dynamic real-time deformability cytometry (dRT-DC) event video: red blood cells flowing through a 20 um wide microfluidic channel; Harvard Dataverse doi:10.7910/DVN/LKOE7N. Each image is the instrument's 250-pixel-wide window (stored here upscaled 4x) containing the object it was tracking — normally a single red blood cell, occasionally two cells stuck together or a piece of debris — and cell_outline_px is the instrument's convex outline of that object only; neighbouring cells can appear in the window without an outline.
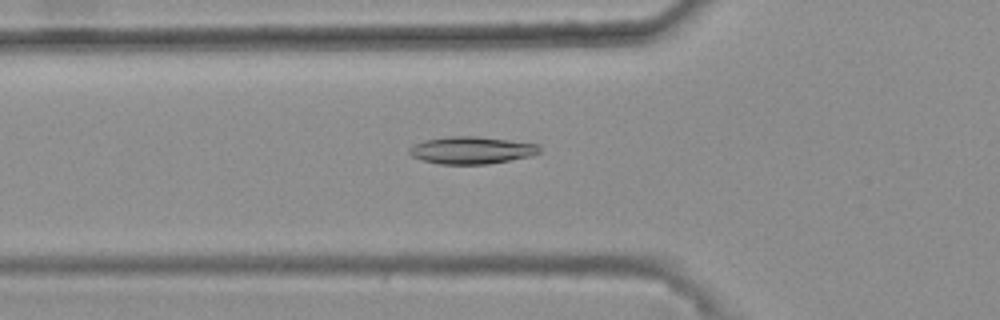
{"species": "common noctule bat (a hibernating species)", "species_latin": "Nyctalus noctula", "temperature_condition": "warm", "stored_images_in_passage": 38, "camera_frame_rate_fps": 3000, "um_per_image_px": 0.085, "animal": {"sex": "female", "body_mass_g": 25.1}, "frame": {"image": 1, "passage_image": 8, "time_ms": 2.333, "image_size_px": [1000, 320], "cell_outline_px": [[540, 152], [532, 156], [488, 164], [440, 164], [424, 160], [412, 156], [408, 152], [408, 148], [412, 144], [424, 140], [448, 136], [476, 136], [540, 144]], "centroid_in_image_um": [40.07, 12.76], "position_along_channel_um": 85.7, "area_um2": 20.81}}
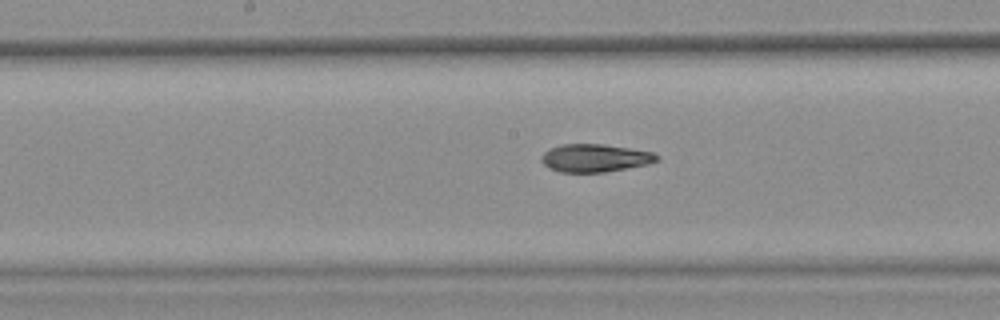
{"frame": {"image": 2, "passage_image": 17, "time_ms": 5.333, "image_size_px": [1000, 320], "cell_outline_px": [[660, 160], [648, 164], [604, 172], [560, 172], [548, 168], [540, 160], [540, 156], [544, 152], [560, 144], [604, 144], [652, 152], [660, 156]], "centroid_in_image_um": [50.56, 13.43], "position_along_channel_um": 197.6, "area_um2": 18.79}}
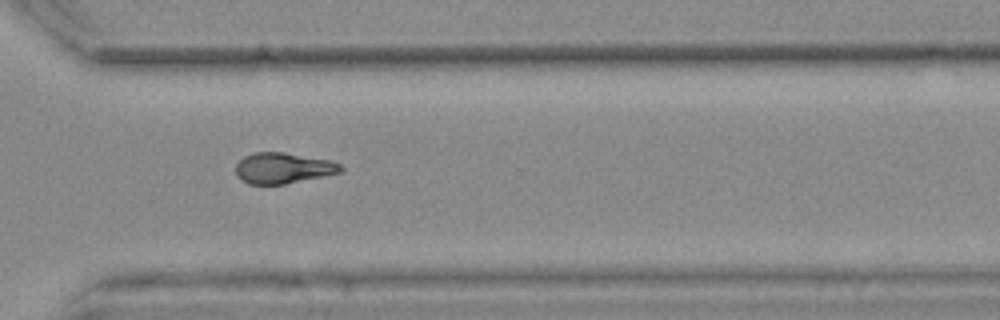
{"frame": {"image": 3, "passage_image": 29, "time_ms": 9.333, "image_size_px": [1000, 320], "cell_outline_px": [[344, 168], [340, 172], [324, 176], [284, 184], [248, 184], [240, 180], [236, 176], [236, 164], [244, 156], [252, 152], [284, 152], [328, 160], [340, 164]], "centroid_in_image_um": [24.02, 14.29], "position_along_channel_um": 346.6, "area_um2": 18.84}, "authors_computed_cell_mechanics": {"area_um2": 19.1029, "velocity_mm_per_s": 3.7193, "shape_relaxation_time_tau1_ms": null, "shape_relaxation_time_tau2_ms": 3.8588, "deformation_change_tau1": null, "deformation_change_tau2": 0.0954}}